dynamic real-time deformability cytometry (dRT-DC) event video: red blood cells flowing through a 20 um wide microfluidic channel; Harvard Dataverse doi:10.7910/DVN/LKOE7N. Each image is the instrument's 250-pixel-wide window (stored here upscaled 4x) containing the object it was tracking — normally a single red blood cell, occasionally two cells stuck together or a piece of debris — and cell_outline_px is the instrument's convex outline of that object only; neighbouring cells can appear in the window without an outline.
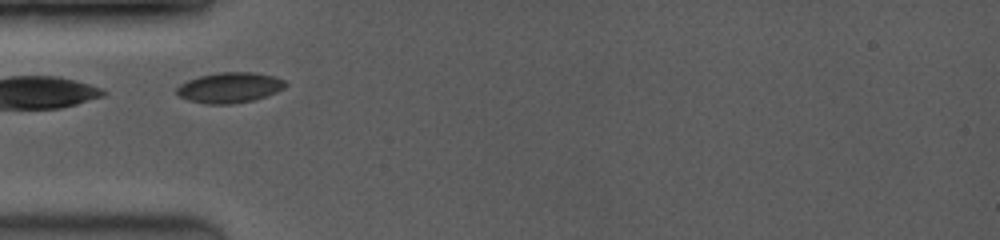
{"species": "common noctule bat (a hibernating species)", "species_latin": "Nyctalus noctula", "temperature_condition": "room temperature", "stored_images_in_passage": 9, "camera_frame_rate_fps": 3500, "um_per_image_px": 0.085, "animal": {"sex": "female", "body_mass_g": 19.0, "forearm_length_mm": 53.3}, "frame": {"image": 1, "passage_image": 1, "time_ms": 0.0, "image_size_px": [1000, 240], "cell_outline_px": [[288, 84], [284, 88], [276, 92], [252, 100], [232, 104], [208, 104], [188, 100], [180, 96], [176, 92], [176, 88], [180, 84], [188, 80], [200, 76], [216, 72], [252, 72], [272, 76], [284, 80]], "centroid_in_image_um": [19.5, 7.44], "position_along_channel_um": 65.5, "area_um2": 19.13}}
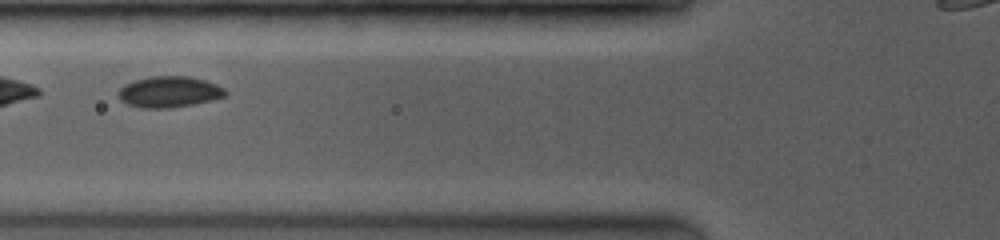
{"frame": {"image": 2, "passage_image": 4, "time_ms": 1.143, "image_size_px": [1000, 240], "cell_outline_px": [[228, 92], [224, 96], [212, 100], [192, 104], [168, 108], [140, 108], [128, 104], [120, 100], [116, 92], [124, 84], [148, 76], [188, 76], [204, 80], [216, 84], [224, 88]], "centroid_in_image_um": [14.35, 7.8], "position_along_channel_um": 111.5, "area_um2": 19.42}}
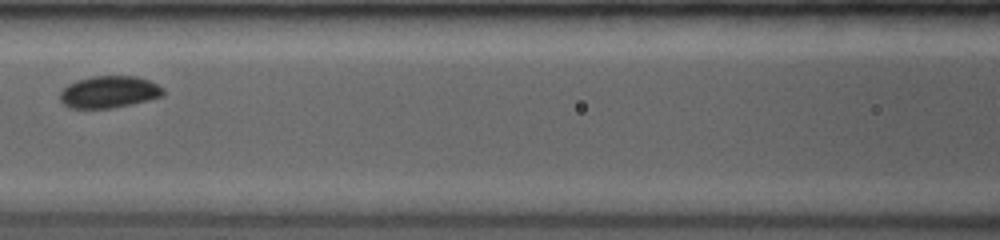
{"frame": {"image": 3, "passage_image": 7, "time_ms": 2.286, "image_size_px": [1000, 240], "cell_outline_px": [[164, 96], [132, 104], [112, 108], [68, 108], [60, 100], [60, 92], [68, 84], [76, 80], [92, 76], [136, 76], [148, 80], [164, 88]], "centroid_in_image_um": [9.27, 7.82], "position_along_channel_um": 157.3, "area_um2": 19.31}}